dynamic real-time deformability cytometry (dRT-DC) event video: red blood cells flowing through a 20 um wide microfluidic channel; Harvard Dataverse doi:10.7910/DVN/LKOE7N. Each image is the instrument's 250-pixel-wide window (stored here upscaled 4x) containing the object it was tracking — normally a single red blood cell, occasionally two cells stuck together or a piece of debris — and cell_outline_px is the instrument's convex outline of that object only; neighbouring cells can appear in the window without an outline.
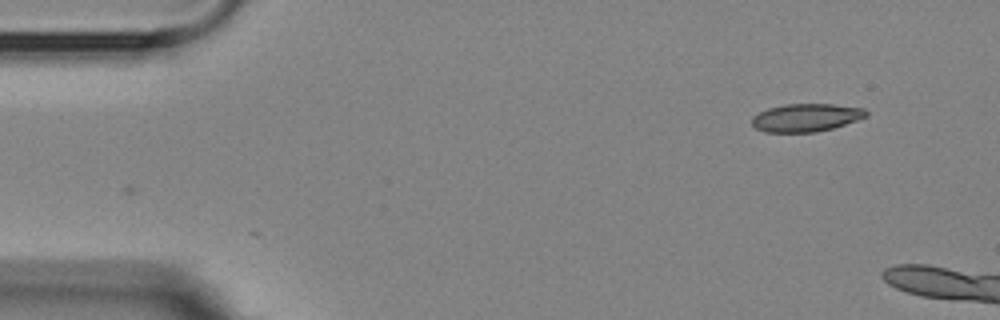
{"species": "Egyptian fruit bat (a non-hibernating species)", "species_latin": "Rousettus aegyptiacus", "temperature_condition": "room temperature", "stored_images_in_passage": 2, "camera_frame_rate_fps": 3000, "um_per_image_px": 0.085, "animal": {"sex": "female"}, "frame": {"image": 1, "passage_image": 2, "time_ms": 1.0, "image_size_px": [1000, 320], "cell_outline_px": [[868, 116], [832, 128], [816, 132], [764, 132], [756, 128], [752, 124], [752, 116], [768, 108], [784, 104], [832, 104], [864, 108], [868, 112]], "centroid_in_image_um": [68.5, 9.99], "position_along_channel_um": 16.5, "area_um2": 18.55}}